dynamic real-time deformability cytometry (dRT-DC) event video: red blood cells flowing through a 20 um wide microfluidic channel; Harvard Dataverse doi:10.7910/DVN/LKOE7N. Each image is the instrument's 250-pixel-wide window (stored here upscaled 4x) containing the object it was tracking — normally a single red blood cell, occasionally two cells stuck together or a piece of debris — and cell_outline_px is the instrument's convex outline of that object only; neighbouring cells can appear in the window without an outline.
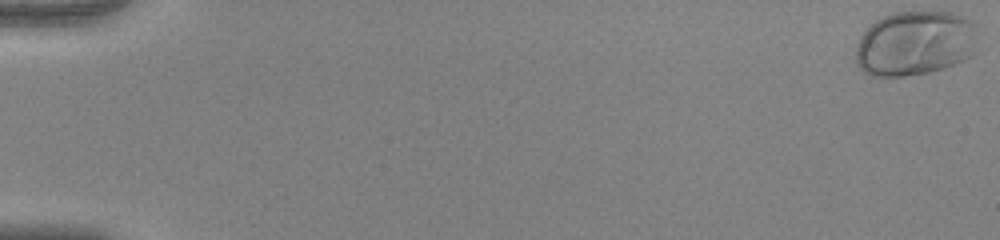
{"species": "human", "species_latin": "Homo sapiens", "temperature_condition": "warm", "stored_images_in_passage": 13, "camera_frame_rate_fps": 3000, "um_per_image_px": 0.085, "donor": {"sex": "female"}, "frame": {"image": 1, "passage_image": 1, "time_ms": 0.0, "image_size_px": [1000, 240], "cell_outline_px": [[976, 52], [972, 56], [964, 60], [928, 72], [904, 76], [872, 76], [864, 72], [860, 68], [856, 60], [856, 44], [860, 36], [880, 16], [892, 12], [952, 12], [976, 24]], "centroid_in_image_um": [77.77, 3.67], "position_along_channel_um": 7.2, "area_um2": 46.18}}